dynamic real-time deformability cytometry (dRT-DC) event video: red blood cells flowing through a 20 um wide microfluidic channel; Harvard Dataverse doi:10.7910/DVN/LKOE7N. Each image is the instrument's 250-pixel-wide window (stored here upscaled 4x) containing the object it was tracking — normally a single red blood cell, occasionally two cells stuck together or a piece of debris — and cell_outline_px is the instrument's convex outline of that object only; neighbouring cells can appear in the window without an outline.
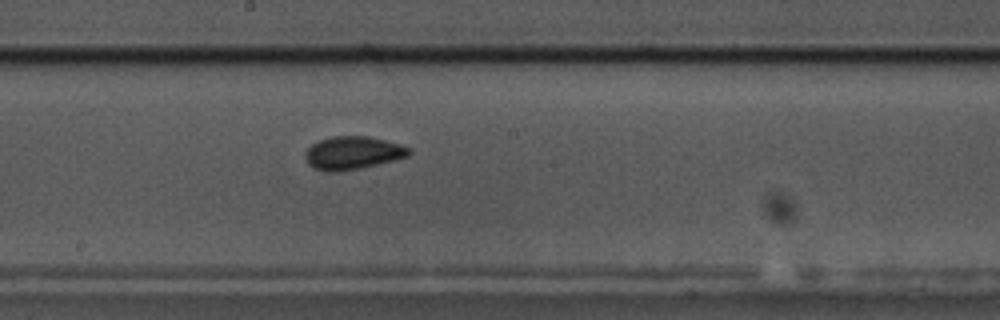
{"species": "common noctule bat (a hibernating species)", "species_latin": "Nyctalus noctula", "temperature_condition": "cold", "stored_images_in_passage": 41, "camera_frame_rate_fps": 3000, "um_per_image_px": 0.085, "animal": {"sex": "male", "body_mass_g": 17.5, "forearm_length_mm": 52.3}, "frame": {"image": 1, "passage_image": 18, "time_ms": 5.667, "image_size_px": [1000, 320], "cell_outline_px": [[412, 152], [408, 156], [360, 168], [336, 172], [324, 172], [312, 168], [308, 164], [304, 156], [304, 152], [312, 144], [320, 140], [332, 136], [368, 136], [400, 144], [412, 148]], "centroid_in_image_um": [29.95, 13.0], "position_along_channel_um": 218.3, "area_um2": 20.06}}
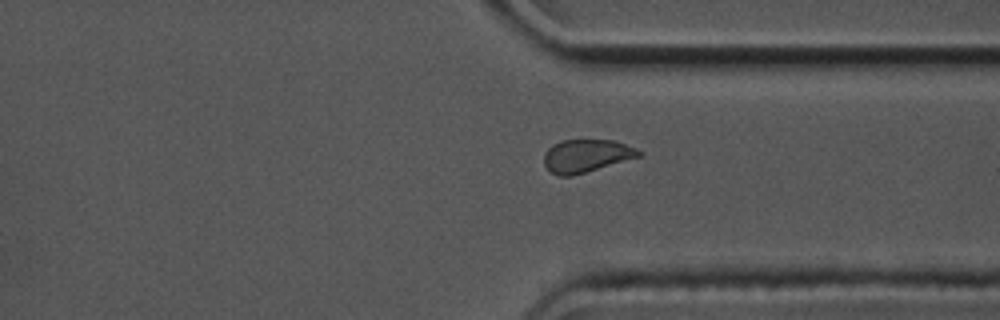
{"frame": {"image": 2, "passage_image": 30, "time_ms": 9.667, "image_size_px": [1000, 320], "cell_outline_px": [[644, 152], [640, 156], [572, 176], [560, 176], [552, 172], [544, 164], [544, 152], [552, 144], [560, 140], [616, 140], [636, 148]], "centroid_in_image_um": [49.83, 13.22], "position_along_channel_um": 361.6, "area_um2": 18.15}}
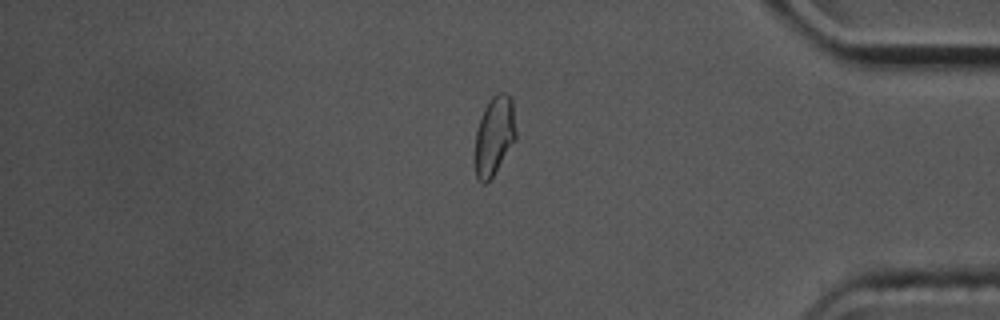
{"frame": {"image": 3, "passage_image": 35, "time_ms": 11.333, "image_size_px": [1000, 320], "cell_outline_px": [[516, 140], [492, 176], [484, 184], [480, 184], [476, 176], [476, 132], [484, 108], [492, 96], [496, 92], [508, 92], [512, 96], [516, 132]], "centroid_in_image_um": [42.04, 11.48], "position_along_channel_um": 393.2, "area_um2": 18.79}, "authors_computed_cell_mechanics": {"area_um2": 19.363, "velocity_mm_per_s": 3.5728, "shape_relaxation_time_tau1_ms": 4.1653, "shape_relaxation_time_tau2_ms": 1.8613, "deformation_change_tau1": 0.0756, "deformation_change_tau2": 0.0556}}